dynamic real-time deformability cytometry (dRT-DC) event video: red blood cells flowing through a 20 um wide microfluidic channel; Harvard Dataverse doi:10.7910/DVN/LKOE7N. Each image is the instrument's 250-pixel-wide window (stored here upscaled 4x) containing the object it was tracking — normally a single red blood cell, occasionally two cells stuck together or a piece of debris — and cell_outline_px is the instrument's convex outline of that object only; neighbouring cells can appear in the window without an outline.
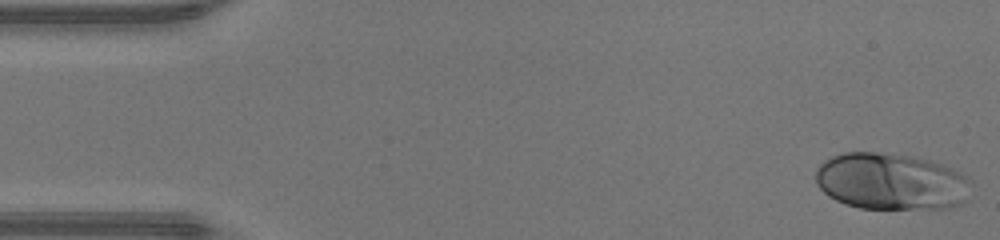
{"species": "human", "species_latin": "Homo sapiens", "temperature_condition": "warm", "stored_images_in_passage": 43, "camera_frame_rate_fps": 3000, "um_per_image_px": 0.085, "donor": {"sex": "male"}, "frame": {"image": 1, "passage_image": 1, "time_ms": 0.0, "image_size_px": [1000, 240], "cell_outline_px": [[972, 184], [968, 200], [952, 208], [860, 208], [844, 204], [828, 196], [816, 184], [816, 168], [824, 160], [832, 156], [844, 152], [876, 152], [912, 156], [932, 160], [944, 164], [968, 176], [972, 180]], "centroid_in_image_um": [75.79, 15.42], "position_along_channel_um": 9.2, "area_um2": 52.14}}
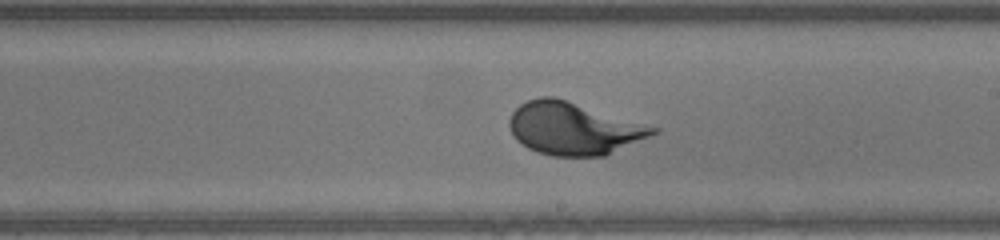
{"frame": {"image": 2, "passage_image": 26, "time_ms": 8.333, "image_size_px": [1000, 240], "cell_outline_px": [[660, 132], [604, 156], [552, 156], [536, 152], [528, 148], [516, 140], [508, 124], [508, 120], [512, 112], [520, 104], [528, 100], [540, 96], [552, 96], [660, 128]], "centroid_in_image_um": [48.74, 10.93], "position_along_channel_um": 240.3, "area_um2": 43.75}}
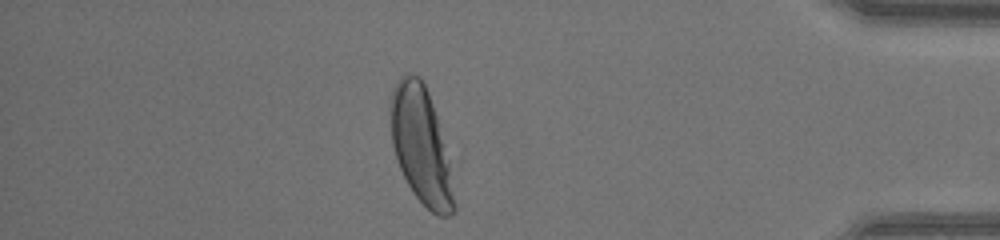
{"frame": {"image": 3, "passage_image": 40, "time_ms": 13.0, "image_size_px": [1000, 240], "cell_outline_px": [[456, 212], [448, 216], [436, 216], [412, 192], [400, 168], [392, 144], [388, 104], [392, 92], [400, 76], [404, 72], [412, 72], [420, 76], [428, 92], [436, 116], [444, 144], [448, 164], [456, 208]], "centroid_in_image_um": [35.74, 12.32], "position_along_channel_um": 399.5, "area_um2": 42.83}}